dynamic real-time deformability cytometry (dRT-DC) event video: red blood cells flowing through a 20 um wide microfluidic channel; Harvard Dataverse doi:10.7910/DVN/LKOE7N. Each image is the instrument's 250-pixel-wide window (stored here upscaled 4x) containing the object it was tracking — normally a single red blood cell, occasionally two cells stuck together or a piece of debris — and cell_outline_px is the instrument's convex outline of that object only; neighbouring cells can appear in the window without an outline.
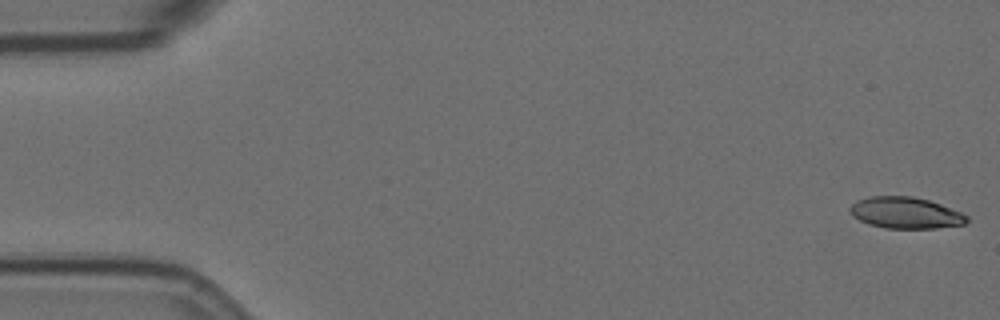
{"species": "Egyptian fruit bat (a non-hibernating species)", "species_latin": "Rousettus aegyptiacus", "temperature_condition": "room temperature", "stored_images_in_passage": 11, "camera_frame_rate_fps": 3000, "um_per_image_px": 0.085, "animal": {"sex": "female"}, "frame": {"image": 1, "passage_image": 1, "time_ms": 0.0, "image_size_px": [1000, 320], "cell_outline_px": [[968, 220], [964, 224], [936, 228], [884, 228], [868, 224], [852, 216], [848, 212], [848, 208], [856, 200], [868, 196], [912, 196], [928, 200], [940, 204], [960, 212], [968, 216]], "centroid_in_image_um": [76.91, 18.08], "position_along_channel_um": 8.1, "area_um2": 21.44}}